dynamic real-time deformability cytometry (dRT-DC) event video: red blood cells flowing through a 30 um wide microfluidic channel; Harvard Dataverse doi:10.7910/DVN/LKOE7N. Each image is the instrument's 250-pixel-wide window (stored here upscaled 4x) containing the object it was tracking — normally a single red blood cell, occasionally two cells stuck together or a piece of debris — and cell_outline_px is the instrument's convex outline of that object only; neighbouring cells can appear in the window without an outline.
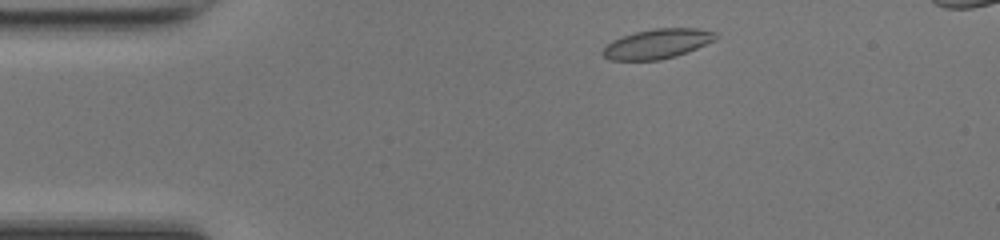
{"species": "common noctule bat (a hibernating species)", "species_latin": "Nyctalus noctula", "temperature_condition": "room temperature", "stored_images_in_passage": 42, "camera_frame_rate_fps": 3000, "um_per_image_px": 0.085, "animal": {"sex": "female", "body_mass_g": 17.0, "forearm_length_mm": 48.0}, "frame": {"image": 1, "passage_image": 3, "time_ms": 0.667, "image_size_px": [1000, 240], "cell_outline_px": [[720, 36], [716, 40], [688, 52], [676, 56], [660, 60], [608, 60], [600, 52], [612, 40], [636, 32], [652, 28], [700, 28], [716, 32]], "centroid_in_image_um": [55.92, 3.72], "position_along_channel_um": 29.1, "area_um2": 19.71}}
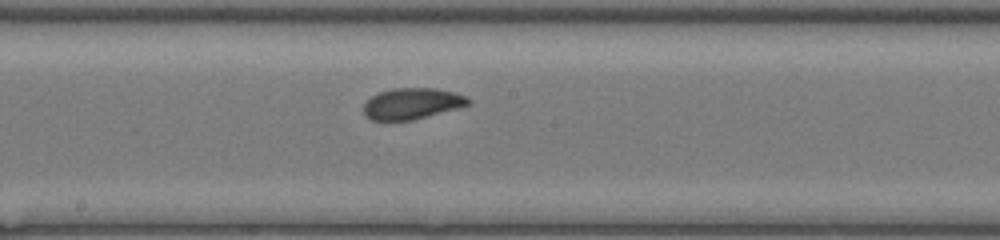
{"frame": {"image": 2, "passage_image": 20, "time_ms": 6.333, "image_size_px": [1000, 240], "cell_outline_px": [[472, 100], [468, 104], [456, 108], [412, 120], [372, 120], [364, 116], [364, 104], [372, 96], [380, 92], [392, 88], [436, 88], [452, 92], [464, 96]], "centroid_in_image_um": [34.98, 8.8], "position_along_channel_um": 213.2, "area_um2": 18.67}}
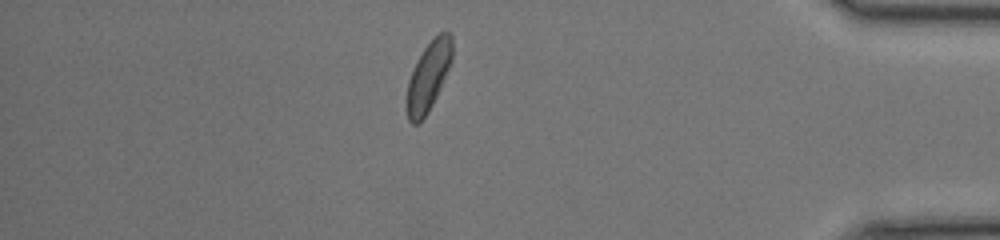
{"frame": {"image": 3, "passage_image": 36, "time_ms": 11.667, "image_size_px": [1000, 240], "cell_outline_px": [[452, 60], [440, 88], [428, 112], [416, 124], [412, 124], [408, 120], [404, 108], [404, 104], [408, 80], [416, 60], [424, 48], [440, 32], [448, 32], [452, 36]], "centroid_in_image_um": [36.37, 6.52], "position_along_channel_um": 398.8, "area_um2": 18.44}, "authors_computed_cell_mechanics": {"area_um2": 19.0451, "velocity_mm_per_s": 4.2455, "shape_relaxation_time_tau1_ms": 3.8762, "shape_relaxation_time_tau2_ms": 1.4733, "deformation_change_tau1": 0.1164, "deformation_change_tau2": 0.0552}}